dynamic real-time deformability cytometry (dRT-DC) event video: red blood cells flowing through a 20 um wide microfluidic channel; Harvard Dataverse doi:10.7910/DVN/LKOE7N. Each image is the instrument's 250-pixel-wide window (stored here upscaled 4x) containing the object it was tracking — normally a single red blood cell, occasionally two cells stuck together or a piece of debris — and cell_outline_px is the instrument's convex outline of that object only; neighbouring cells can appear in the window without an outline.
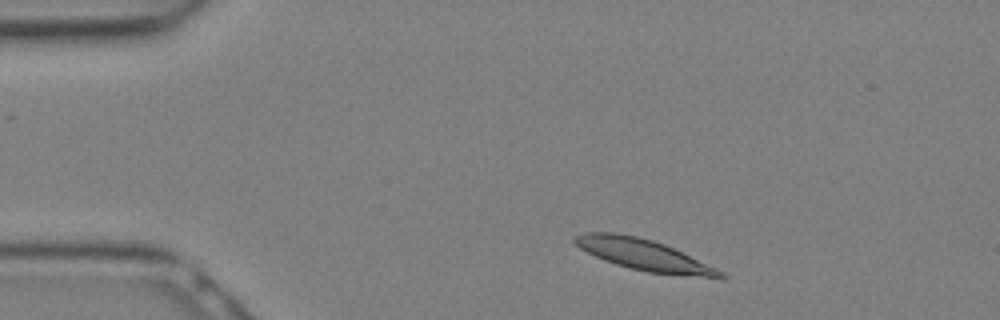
{"species": "Egyptian fruit bat (a non-hibernating species)", "species_latin": "Rousettus aegyptiacus", "temperature_condition": "warm", "stored_images_in_passage": 11, "camera_frame_rate_fps": 3000, "um_per_image_px": 0.085, "animal": {"sex": "female"}, "frame": {"image": 1, "passage_image": 2, "time_ms": 0.333, "image_size_px": [1000, 320], "cell_outline_px": [[728, 276], [724, 280], [720, 280], [648, 272], [616, 264], [604, 260], [580, 248], [572, 240], [576, 236], [584, 232], [612, 232], [636, 236], [652, 240], [664, 244], [716, 268], [724, 272]], "centroid_in_image_um": [54.82, 21.69], "position_along_channel_um": 30.2, "area_um2": 26.41}}
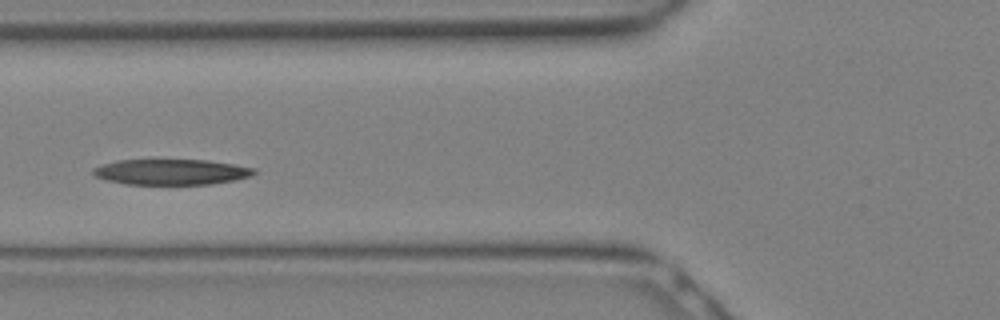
{"frame": {"image": 2, "passage_image": 8, "time_ms": 2.333, "image_size_px": [1000, 320], "cell_outline_px": [[256, 172], [252, 176], [236, 180], [212, 184], [124, 184], [108, 180], [96, 176], [92, 172], [92, 168], [100, 164], [116, 160], [208, 160], [256, 168]], "centroid_in_image_um": [14.56, 14.61], "position_along_channel_um": 111.2, "area_um2": 24.1}}
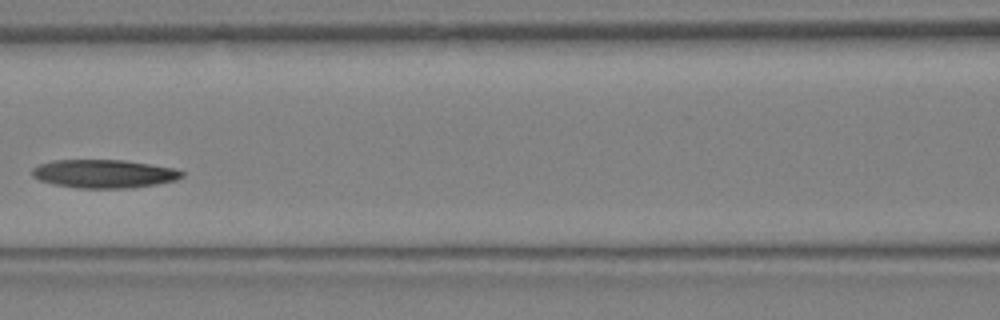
{"frame": {"image": 3, "passage_image": 10, "time_ms": 3.0, "image_size_px": [1000, 320], "cell_outline_px": [[184, 176], [176, 180], [156, 184], [132, 188], [80, 188], [56, 184], [40, 180], [32, 176], [32, 168], [40, 164], [52, 160], [124, 160], [176, 168], [184, 172]], "centroid_in_image_um": [8.87, 14.76], "position_along_channel_um": 157.7, "area_um2": 24.74}}